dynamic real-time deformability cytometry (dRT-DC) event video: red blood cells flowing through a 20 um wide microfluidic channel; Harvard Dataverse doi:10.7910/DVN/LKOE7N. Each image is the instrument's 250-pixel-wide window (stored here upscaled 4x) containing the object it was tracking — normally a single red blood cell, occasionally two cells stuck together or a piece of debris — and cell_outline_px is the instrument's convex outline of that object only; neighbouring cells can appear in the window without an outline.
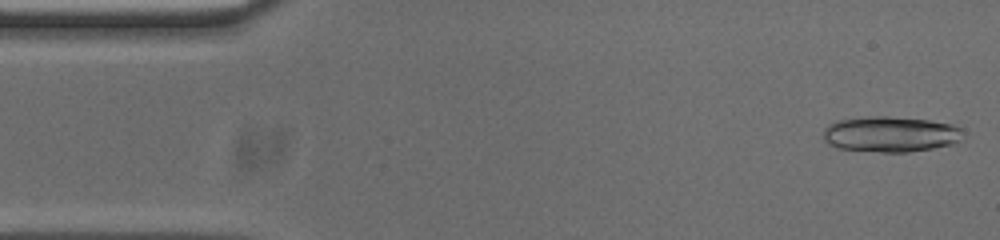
{"species": "common noctule bat (a hibernating species)", "species_latin": "Nyctalus noctula", "temperature_condition": "cold", "stored_images_in_passage": 23, "camera_frame_rate_fps": 3000, "um_per_image_px": 0.085, "animal": {"sex": "male", "body_mass_g": 20.0, "forearm_length_mm": 53.3}, "frame": {"image": 1, "passage_image": 1, "time_ms": 0.0, "image_size_px": [1000, 240], "cell_outline_px": [[964, 140], [952, 144], [932, 148], [908, 152], [880, 152], [836, 148], [828, 144], [824, 140], [824, 128], [828, 124], [836, 120], [872, 116], [888, 116], [928, 120], [952, 124], [960, 128]], "centroid_in_image_um": [75.68, 11.41], "position_along_channel_um": 9.3, "area_um2": 29.19}}